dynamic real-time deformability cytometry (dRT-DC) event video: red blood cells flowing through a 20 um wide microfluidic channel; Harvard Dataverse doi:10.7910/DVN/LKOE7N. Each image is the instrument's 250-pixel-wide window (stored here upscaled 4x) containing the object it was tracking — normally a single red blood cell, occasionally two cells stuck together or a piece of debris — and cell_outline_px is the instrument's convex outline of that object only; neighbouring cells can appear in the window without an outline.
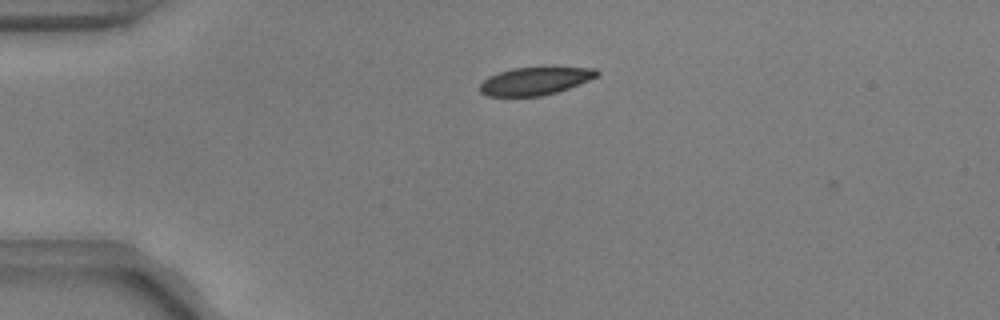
{"species": "common noctule bat (a hibernating species)", "species_latin": "Nyctalus noctula", "temperature_condition": "warm", "stored_images_in_passage": 7, "camera_frame_rate_fps": 3000, "um_per_image_px": 0.085, "animal": {"sex": "male", "body_mass_g": 17.9, "forearm_length_mm": 54.2}, "frame": {"image": 1, "passage_image": 6, "time_ms": 1.667, "image_size_px": [1000, 320], "cell_outline_px": [[600, 72], [596, 76], [588, 80], [568, 88], [556, 92], [540, 96], [488, 96], [480, 92], [480, 84], [488, 76], [512, 68], [596, 68]], "centroid_in_image_um": [45.44, 6.89], "position_along_channel_um": 39.6, "area_um2": 18.55}}